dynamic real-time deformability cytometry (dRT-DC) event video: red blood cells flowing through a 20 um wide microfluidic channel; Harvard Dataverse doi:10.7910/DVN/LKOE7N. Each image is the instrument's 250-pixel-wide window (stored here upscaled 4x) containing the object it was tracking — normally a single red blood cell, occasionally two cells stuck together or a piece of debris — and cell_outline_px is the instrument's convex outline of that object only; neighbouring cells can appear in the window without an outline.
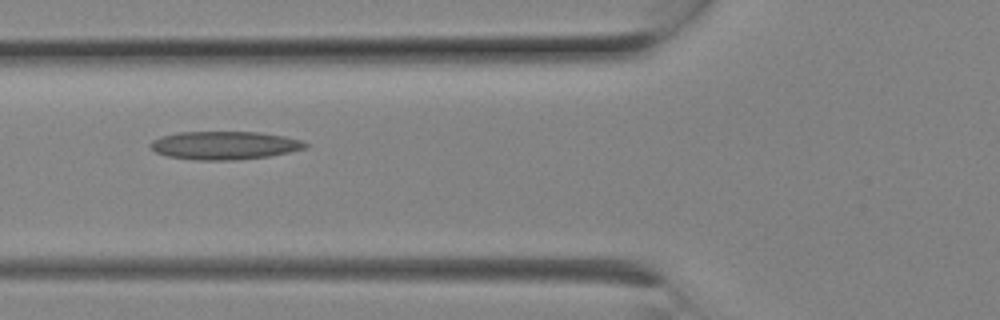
{"species": "Egyptian fruit bat (a non-hibernating species)", "species_latin": "Rousettus aegyptiacus", "temperature_condition": "room temperature", "stored_images_in_passage": 4, "camera_frame_rate_fps": 3000, "um_per_image_px": 0.085, "animal": {"sex": "female"}, "frame": {"image": 1, "passage_image": 3, "time_ms": 0.667, "image_size_px": [1000, 320], "cell_outline_px": [[308, 148], [268, 156], [236, 160], [196, 160], [168, 156], [156, 152], [148, 144], [152, 140], [160, 136], [180, 132], [260, 132], [284, 136], [300, 140], [308, 144]], "centroid_in_image_um": [19.07, 12.35], "position_along_channel_um": 106.7, "area_um2": 25.43}}
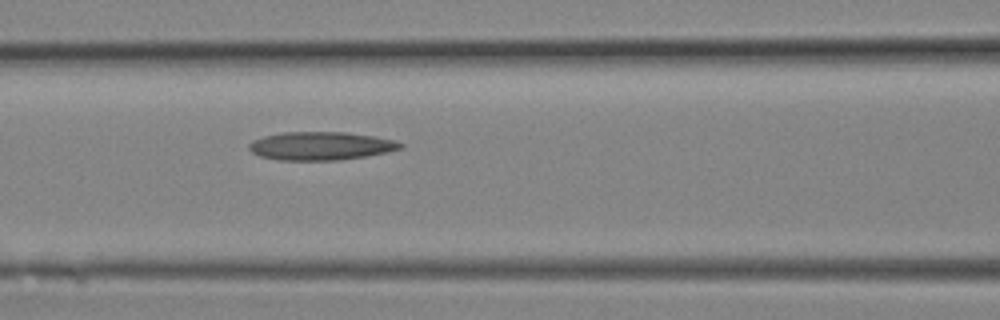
{"frame": {"image": 2, "passage_image": 4, "time_ms": 1.0, "image_size_px": [1000, 320], "cell_outline_px": [[404, 144], [400, 148], [388, 152], [368, 156], [340, 160], [276, 160], [260, 156], [252, 152], [248, 148], [248, 144], [252, 140], [264, 136], [284, 132], [344, 132], [372, 136], [392, 140]], "centroid_in_image_um": [27.22, 12.41], "position_along_channel_um": 139.4, "area_um2": 24.91}}